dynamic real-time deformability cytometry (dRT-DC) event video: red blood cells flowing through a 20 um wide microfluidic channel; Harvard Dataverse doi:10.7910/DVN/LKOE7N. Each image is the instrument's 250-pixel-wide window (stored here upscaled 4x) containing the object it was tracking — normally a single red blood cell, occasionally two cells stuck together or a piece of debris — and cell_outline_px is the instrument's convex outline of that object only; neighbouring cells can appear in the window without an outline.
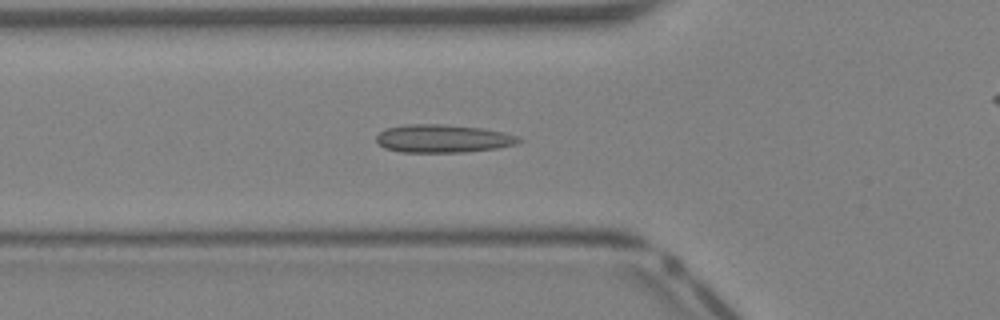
{"species": "Egyptian fruit bat (a non-hibernating species)", "species_latin": "Rousettus aegyptiacus", "temperature_condition": "warm", "stored_images_in_passage": 39, "camera_frame_rate_fps": 3000, "um_per_image_px": 0.085, "animal": {"sex": "female"}, "frame": {"image": 1, "passage_image": 13, "time_ms": 4.0, "image_size_px": [1000, 320], "cell_outline_px": [[524, 140], [516, 144], [496, 148], [464, 152], [400, 152], [384, 148], [376, 140], [376, 136], [380, 132], [388, 128], [404, 124], [444, 124], [480, 128], [504, 132], [520, 136]], "centroid_in_image_um": [37.67, 11.78], "position_along_channel_um": 88.1, "area_um2": 23.35}}
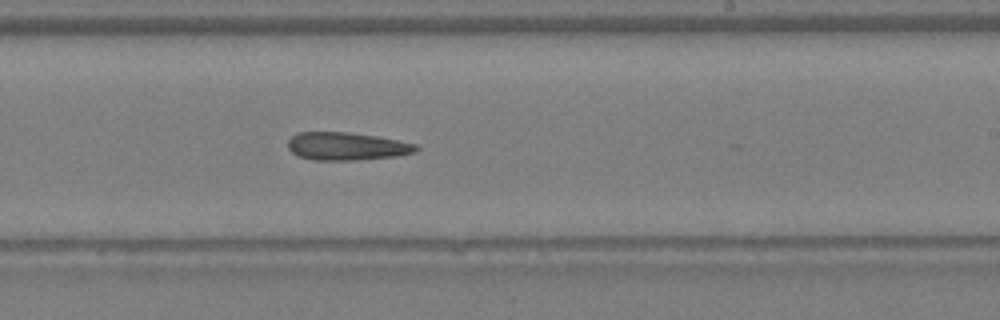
{"frame": {"image": 2, "passage_image": 23, "time_ms": 7.333, "image_size_px": [1000, 320], "cell_outline_px": [[420, 148], [416, 152], [396, 156], [352, 160], [316, 160], [300, 156], [292, 152], [288, 148], [288, 140], [296, 132], [348, 132], [376, 136], [416, 144]], "centroid_in_image_um": [29.46, 12.42], "position_along_channel_um": 259.5, "area_um2": 20.69}}
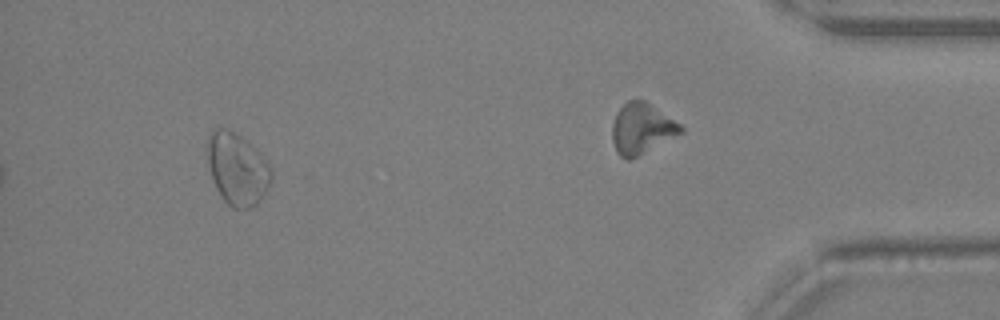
{"frame": {"image": 3, "passage_image": 36, "time_ms": 11.667, "image_size_px": [1000, 320], "cell_outline_px": [[272, 180], [264, 196], [256, 204], [248, 208], [232, 208], [224, 200], [216, 188], [212, 176], [204, 148], [208, 136], [216, 128], [228, 128], [240, 136], [272, 168]], "centroid_in_image_um": [20.13, 14.37], "position_along_channel_um": 415.1, "area_um2": 26.59}}